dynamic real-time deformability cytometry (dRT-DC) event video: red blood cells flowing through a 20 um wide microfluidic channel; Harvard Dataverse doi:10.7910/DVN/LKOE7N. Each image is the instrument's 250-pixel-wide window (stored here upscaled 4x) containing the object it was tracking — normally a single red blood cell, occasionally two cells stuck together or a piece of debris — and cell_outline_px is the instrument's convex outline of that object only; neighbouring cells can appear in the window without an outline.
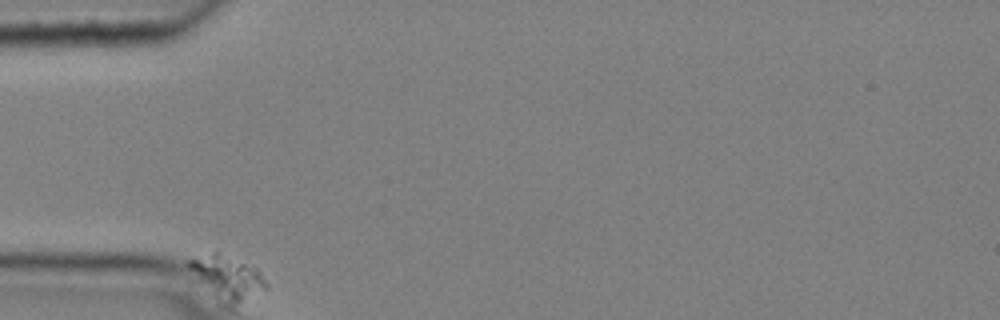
{"species": "common noctule bat (a hibernating species)", "species_latin": "Nyctalus noctula", "temperature_condition": "cold", "stored_images_in_passage": 5, "camera_frame_rate_fps": 3000, "um_per_image_px": 0.085, "animal": {"sex": "male", "body_mass_g": 20.4}, "frame": {"image": 1, "passage_image": 1, "time_ms": 0.0, "image_size_px": [1000, 320], "cell_outline_px": [[268, 288], [240, 300], [232, 300], [188, 268], [184, 264], [188, 260], [212, 252], [220, 252], [256, 268], [260, 272], [268, 284]], "centroid_in_image_um": [19.41, 23.38], "position_along_channel_um": 65.6, "area_um2": 16.76}}
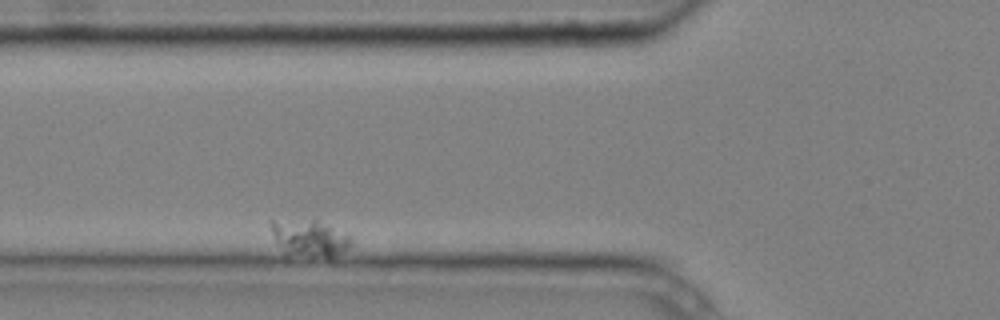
{"frame": {"image": 2, "passage_image": 3, "time_ms": 0.667, "image_size_px": [1000, 320], "cell_outline_px": [[352, 240], [348, 248], [332, 256], [284, 256], [268, 224], [268, 220], [316, 220], [348, 236]], "centroid_in_image_um": [26.19, 20.25], "position_along_channel_um": 99.6, "area_um2": 16.82}}